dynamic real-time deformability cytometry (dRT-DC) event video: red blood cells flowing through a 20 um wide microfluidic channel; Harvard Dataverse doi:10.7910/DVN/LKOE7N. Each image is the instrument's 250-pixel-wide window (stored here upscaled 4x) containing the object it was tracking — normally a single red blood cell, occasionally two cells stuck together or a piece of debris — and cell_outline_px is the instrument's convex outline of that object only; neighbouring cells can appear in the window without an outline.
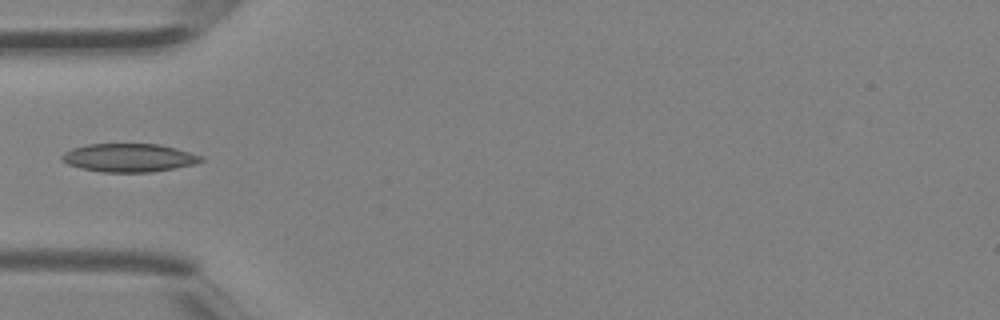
{"species": "Egyptian fruit bat (a non-hibernating species)", "species_latin": "Rousettus aegyptiacus", "temperature_condition": "room temperature", "stored_images_in_passage": 3, "camera_frame_rate_fps": 3000, "um_per_image_px": 0.085, "animal": {"sex": "female"}, "frame": {"image": 1, "passage_image": 3, "time_ms": 0.667, "image_size_px": [1000, 320], "cell_outline_px": [[204, 160], [196, 164], [152, 172], [100, 172], [80, 168], [68, 164], [60, 160], [60, 156], [64, 152], [72, 148], [88, 144], [156, 144], [176, 148], [204, 156]], "centroid_in_image_um": [10.95, 13.41], "position_along_channel_um": 74.0, "area_um2": 23.12}}